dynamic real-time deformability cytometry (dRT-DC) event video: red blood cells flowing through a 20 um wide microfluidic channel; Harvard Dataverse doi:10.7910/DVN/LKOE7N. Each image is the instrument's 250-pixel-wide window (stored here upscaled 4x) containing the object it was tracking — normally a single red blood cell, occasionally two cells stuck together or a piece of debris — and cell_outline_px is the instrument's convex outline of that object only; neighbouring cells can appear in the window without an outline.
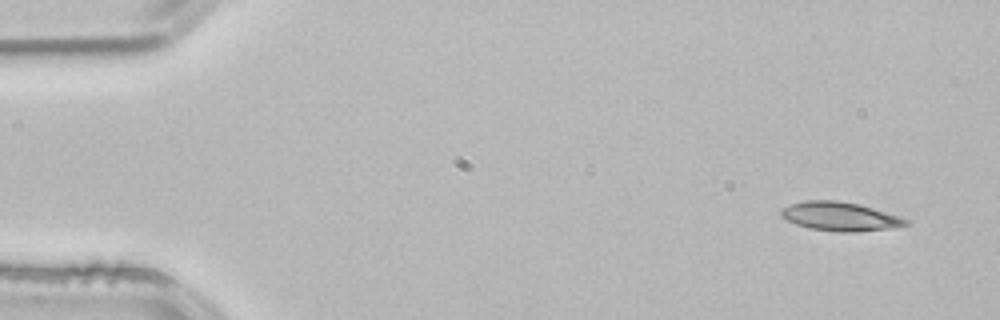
{"species": "common noctule bat (a hibernating species)", "species_latin": "Nyctalus noctula", "temperature_condition": "room temperature", "stored_images_in_passage": 3, "camera_frame_rate_fps": 3000, "um_per_image_px": 0.085, "animal": {"sex": "male", "body_mass_g": 21.5, "forearm_length_mm": 52.0}, "frame": {"image": 1, "passage_image": 1, "time_ms": 0.0, "image_size_px": [1000, 320], "cell_outline_px": [[912, 224], [888, 228], [852, 232], [840, 232], [808, 228], [796, 224], [780, 216], [780, 208], [804, 200], [836, 200], [860, 204], [912, 220]], "centroid_in_image_um": [71.41, 18.39], "position_along_channel_um": 13.6, "area_um2": 21.04}}
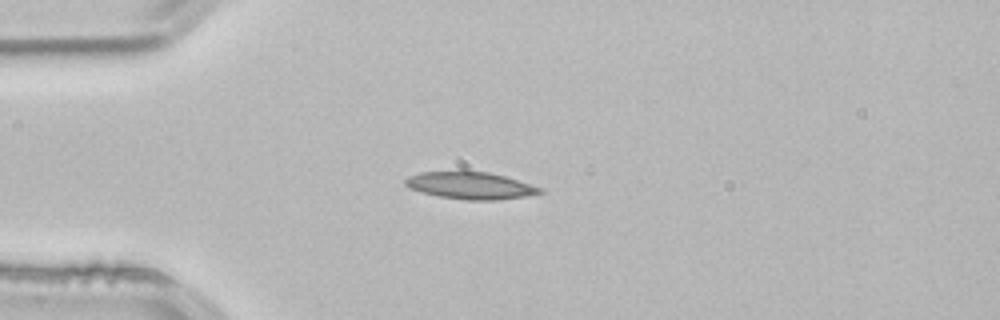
{"frame": {"image": 2, "passage_image": 3, "time_ms": 0.667, "image_size_px": [1000, 320], "cell_outline_px": [[544, 192], [524, 196], [496, 200], [468, 200], [440, 196], [424, 192], [412, 188], [404, 184], [404, 180], [408, 176], [420, 172], [460, 168], [488, 172], [504, 176], [544, 188]], "centroid_in_image_um": [39.96, 15.71], "position_along_channel_um": 45.0, "area_um2": 21.79}}